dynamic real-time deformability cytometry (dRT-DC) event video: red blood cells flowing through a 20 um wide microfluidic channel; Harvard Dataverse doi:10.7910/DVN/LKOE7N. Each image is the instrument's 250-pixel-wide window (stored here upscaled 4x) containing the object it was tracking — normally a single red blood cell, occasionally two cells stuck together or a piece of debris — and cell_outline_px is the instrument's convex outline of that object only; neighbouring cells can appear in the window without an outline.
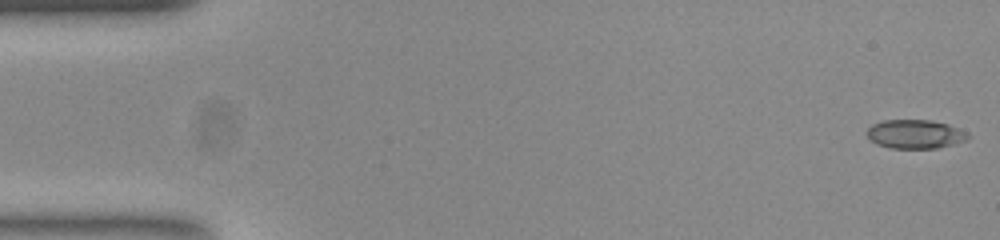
{"species": "common noctule bat (a hibernating species)", "species_latin": "Nyctalus noctula", "temperature_condition": "room temperature", "stored_images_in_passage": 53, "camera_frame_rate_fps": 3000, "um_per_image_px": 0.085, "animal": {"sex": "female", "body_mass_g": 23.0, "forearm_length_mm": 53.4}, "frame": {"image": 1, "passage_image": 1, "time_ms": 0.0, "image_size_px": [1000, 240], "cell_outline_px": [[968, 140], [936, 148], [888, 148], [876, 144], [868, 136], [868, 128], [872, 124], [884, 120], [932, 120], [948, 124], [968, 132]], "centroid_in_image_um": [77.8, 11.4], "position_along_channel_um": 7.2, "area_um2": 16.94}}
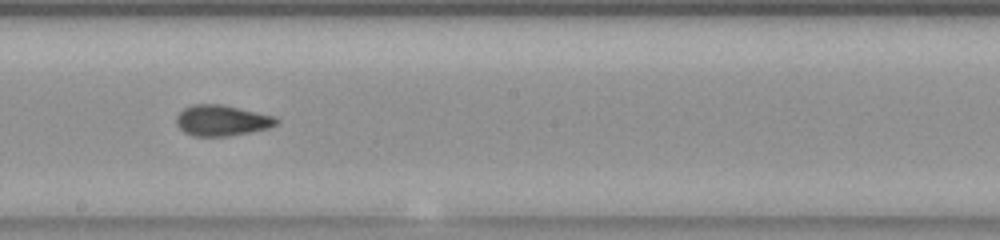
{"frame": {"image": 2, "passage_image": 29, "time_ms": 9.333, "image_size_px": [1000, 240], "cell_outline_px": [[280, 120], [276, 124], [268, 128], [228, 136], [192, 136], [184, 132], [176, 124], [176, 116], [184, 108], [192, 104], [224, 104], [276, 116]], "centroid_in_image_um": [18.86, 10.22], "position_along_channel_um": 229.3, "area_um2": 18.09}}
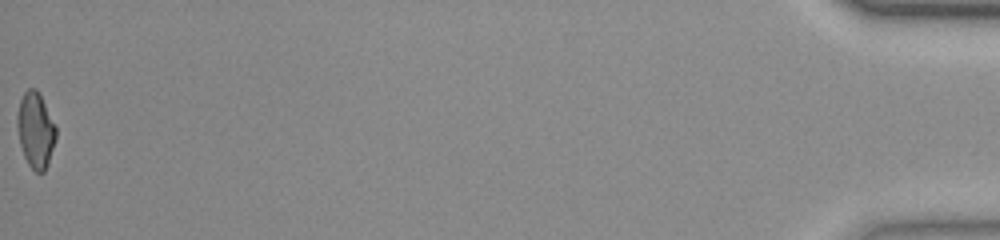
{"frame": {"image": 3, "passage_image": 53, "time_ms": 17.333, "image_size_px": [1000, 240], "cell_outline_px": [[56, 140], [48, 164], [44, 172], [36, 172], [28, 164], [24, 156], [20, 144], [16, 124], [16, 116], [20, 100], [24, 92], [28, 88], [36, 88], [56, 128]], "centroid_in_image_um": [3.01, 11.08], "position_along_channel_um": 432.2, "area_um2": 16.94}, "authors_computed_cell_mechanics": {"area_um2": 17.5134, "velocity_mm_per_s": 3.868, "shape_relaxation_time_tau1_ms": 10.6807, "shape_relaxation_time_tau2_ms": 1.4112, "deformation_change_tau1": 0.2374, "deformation_change_tau2": 0.0758}}